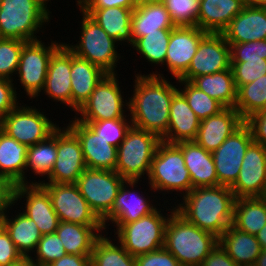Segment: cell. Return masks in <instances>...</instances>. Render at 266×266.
I'll use <instances>...</instances> for the list:
<instances>
[{
  "mask_svg": "<svg viewBox=\"0 0 266 266\" xmlns=\"http://www.w3.org/2000/svg\"><path fill=\"white\" fill-rule=\"evenodd\" d=\"M156 73L135 75V89L133 97L128 99V109L132 126L162 139L167 134L170 105L178 89L163 74Z\"/></svg>",
  "mask_w": 266,
  "mask_h": 266,
  "instance_id": "cell-1",
  "label": "cell"
},
{
  "mask_svg": "<svg viewBox=\"0 0 266 266\" xmlns=\"http://www.w3.org/2000/svg\"><path fill=\"white\" fill-rule=\"evenodd\" d=\"M176 211L188 222L220 237L232 225L236 197L230 187L207 186L193 188L184 195Z\"/></svg>",
  "mask_w": 266,
  "mask_h": 266,
  "instance_id": "cell-2",
  "label": "cell"
},
{
  "mask_svg": "<svg viewBox=\"0 0 266 266\" xmlns=\"http://www.w3.org/2000/svg\"><path fill=\"white\" fill-rule=\"evenodd\" d=\"M165 227L164 248L182 266H200L219 242L214 234L188 222L173 207Z\"/></svg>",
  "mask_w": 266,
  "mask_h": 266,
  "instance_id": "cell-3",
  "label": "cell"
},
{
  "mask_svg": "<svg viewBox=\"0 0 266 266\" xmlns=\"http://www.w3.org/2000/svg\"><path fill=\"white\" fill-rule=\"evenodd\" d=\"M50 13L36 0H2L0 38L39 40L35 34L44 23L50 22Z\"/></svg>",
  "mask_w": 266,
  "mask_h": 266,
  "instance_id": "cell-4",
  "label": "cell"
},
{
  "mask_svg": "<svg viewBox=\"0 0 266 266\" xmlns=\"http://www.w3.org/2000/svg\"><path fill=\"white\" fill-rule=\"evenodd\" d=\"M162 139L152 132L131 126L117 147L115 171L126 180L149 176L152 159Z\"/></svg>",
  "mask_w": 266,
  "mask_h": 266,
  "instance_id": "cell-5",
  "label": "cell"
},
{
  "mask_svg": "<svg viewBox=\"0 0 266 266\" xmlns=\"http://www.w3.org/2000/svg\"><path fill=\"white\" fill-rule=\"evenodd\" d=\"M148 180L150 190L154 192L183 191L181 194L184 196L192 190L184 156L175 143L160 142L152 159Z\"/></svg>",
  "mask_w": 266,
  "mask_h": 266,
  "instance_id": "cell-6",
  "label": "cell"
},
{
  "mask_svg": "<svg viewBox=\"0 0 266 266\" xmlns=\"http://www.w3.org/2000/svg\"><path fill=\"white\" fill-rule=\"evenodd\" d=\"M82 12L80 41L74 46L70 43L66 47L77 57L88 60L100 67L107 74H115L118 60L121 58L116 50L118 43L107 32L91 19L84 11ZM119 55V56H118Z\"/></svg>",
  "mask_w": 266,
  "mask_h": 266,
  "instance_id": "cell-7",
  "label": "cell"
},
{
  "mask_svg": "<svg viewBox=\"0 0 266 266\" xmlns=\"http://www.w3.org/2000/svg\"><path fill=\"white\" fill-rule=\"evenodd\" d=\"M155 209L152 213L127 224H115L117 240L131 256L156 251L164 246L165 227L171 216Z\"/></svg>",
  "mask_w": 266,
  "mask_h": 266,
  "instance_id": "cell-8",
  "label": "cell"
},
{
  "mask_svg": "<svg viewBox=\"0 0 266 266\" xmlns=\"http://www.w3.org/2000/svg\"><path fill=\"white\" fill-rule=\"evenodd\" d=\"M125 181L116 171L86 168L75 184L92 211L102 221L112 210Z\"/></svg>",
  "mask_w": 266,
  "mask_h": 266,
  "instance_id": "cell-9",
  "label": "cell"
},
{
  "mask_svg": "<svg viewBox=\"0 0 266 266\" xmlns=\"http://www.w3.org/2000/svg\"><path fill=\"white\" fill-rule=\"evenodd\" d=\"M32 106L17 105L0 120V129L27 147L50 136L59 126Z\"/></svg>",
  "mask_w": 266,
  "mask_h": 266,
  "instance_id": "cell-10",
  "label": "cell"
},
{
  "mask_svg": "<svg viewBox=\"0 0 266 266\" xmlns=\"http://www.w3.org/2000/svg\"><path fill=\"white\" fill-rule=\"evenodd\" d=\"M117 72L106 74L97 84L91 96L76 112L78 121H103L108 119L126 118L123 108H129V102L121 95ZM127 106V107H124Z\"/></svg>",
  "mask_w": 266,
  "mask_h": 266,
  "instance_id": "cell-11",
  "label": "cell"
},
{
  "mask_svg": "<svg viewBox=\"0 0 266 266\" xmlns=\"http://www.w3.org/2000/svg\"><path fill=\"white\" fill-rule=\"evenodd\" d=\"M63 44L51 41V45L45 46L40 39L27 42L21 51L16 74L26 95L31 99L38 97L42 91L48 70L49 60L52 54Z\"/></svg>",
  "mask_w": 266,
  "mask_h": 266,
  "instance_id": "cell-12",
  "label": "cell"
},
{
  "mask_svg": "<svg viewBox=\"0 0 266 266\" xmlns=\"http://www.w3.org/2000/svg\"><path fill=\"white\" fill-rule=\"evenodd\" d=\"M50 196L59 221L86 226H104L76 184L40 183Z\"/></svg>",
  "mask_w": 266,
  "mask_h": 266,
  "instance_id": "cell-13",
  "label": "cell"
},
{
  "mask_svg": "<svg viewBox=\"0 0 266 266\" xmlns=\"http://www.w3.org/2000/svg\"><path fill=\"white\" fill-rule=\"evenodd\" d=\"M231 68L230 45L221 33H208L199 43L188 70L177 80L191 82Z\"/></svg>",
  "mask_w": 266,
  "mask_h": 266,
  "instance_id": "cell-14",
  "label": "cell"
},
{
  "mask_svg": "<svg viewBox=\"0 0 266 266\" xmlns=\"http://www.w3.org/2000/svg\"><path fill=\"white\" fill-rule=\"evenodd\" d=\"M57 128V157L50 175L39 183L75 184L86 164L78 138L66 127Z\"/></svg>",
  "mask_w": 266,
  "mask_h": 266,
  "instance_id": "cell-15",
  "label": "cell"
},
{
  "mask_svg": "<svg viewBox=\"0 0 266 266\" xmlns=\"http://www.w3.org/2000/svg\"><path fill=\"white\" fill-rule=\"evenodd\" d=\"M252 142L251 130L244 123L212 152L218 176V186L231 187L235 183L243 157Z\"/></svg>",
  "mask_w": 266,
  "mask_h": 266,
  "instance_id": "cell-16",
  "label": "cell"
},
{
  "mask_svg": "<svg viewBox=\"0 0 266 266\" xmlns=\"http://www.w3.org/2000/svg\"><path fill=\"white\" fill-rule=\"evenodd\" d=\"M266 185V147L252 142L243 157L239 175L230 187L237 198L262 197Z\"/></svg>",
  "mask_w": 266,
  "mask_h": 266,
  "instance_id": "cell-17",
  "label": "cell"
},
{
  "mask_svg": "<svg viewBox=\"0 0 266 266\" xmlns=\"http://www.w3.org/2000/svg\"><path fill=\"white\" fill-rule=\"evenodd\" d=\"M208 34L198 26H175L171 30L165 65L179 79L190 66L200 41Z\"/></svg>",
  "mask_w": 266,
  "mask_h": 266,
  "instance_id": "cell-18",
  "label": "cell"
},
{
  "mask_svg": "<svg viewBox=\"0 0 266 266\" xmlns=\"http://www.w3.org/2000/svg\"><path fill=\"white\" fill-rule=\"evenodd\" d=\"M24 196L26 206L23 213L36 223L42 235L55 233L60 221L52 207L48 191L40 183L33 181L16 185L15 203Z\"/></svg>",
  "mask_w": 266,
  "mask_h": 266,
  "instance_id": "cell-19",
  "label": "cell"
},
{
  "mask_svg": "<svg viewBox=\"0 0 266 266\" xmlns=\"http://www.w3.org/2000/svg\"><path fill=\"white\" fill-rule=\"evenodd\" d=\"M66 127L78 138L87 168L115 171L117 147L98 136L86 123L76 119Z\"/></svg>",
  "mask_w": 266,
  "mask_h": 266,
  "instance_id": "cell-20",
  "label": "cell"
},
{
  "mask_svg": "<svg viewBox=\"0 0 266 266\" xmlns=\"http://www.w3.org/2000/svg\"><path fill=\"white\" fill-rule=\"evenodd\" d=\"M244 123L235 108H224L218 114L200 121L194 141L206 151L213 152Z\"/></svg>",
  "mask_w": 266,
  "mask_h": 266,
  "instance_id": "cell-21",
  "label": "cell"
},
{
  "mask_svg": "<svg viewBox=\"0 0 266 266\" xmlns=\"http://www.w3.org/2000/svg\"><path fill=\"white\" fill-rule=\"evenodd\" d=\"M138 182L139 180H126L123 183L116 196L112 210L102 220L105 231L107 222L111 221L114 224H127L137 221L142 216L148 215L156 209V206L151 204L148 198L143 197L142 194L137 195L135 190L133 191L131 189L130 191V189L126 188L133 187L134 189Z\"/></svg>",
  "mask_w": 266,
  "mask_h": 266,
  "instance_id": "cell-22",
  "label": "cell"
},
{
  "mask_svg": "<svg viewBox=\"0 0 266 266\" xmlns=\"http://www.w3.org/2000/svg\"><path fill=\"white\" fill-rule=\"evenodd\" d=\"M71 51L63 43L51 56L44 93L54 101L71 107Z\"/></svg>",
  "mask_w": 266,
  "mask_h": 266,
  "instance_id": "cell-23",
  "label": "cell"
},
{
  "mask_svg": "<svg viewBox=\"0 0 266 266\" xmlns=\"http://www.w3.org/2000/svg\"><path fill=\"white\" fill-rule=\"evenodd\" d=\"M228 43L266 39V8L246 4L221 33Z\"/></svg>",
  "mask_w": 266,
  "mask_h": 266,
  "instance_id": "cell-24",
  "label": "cell"
},
{
  "mask_svg": "<svg viewBox=\"0 0 266 266\" xmlns=\"http://www.w3.org/2000/svg\"><path fill=\"white\" fill-rule=\"evenodd\" d=\"M182 151L185 166L189 171L192 189L218 186V176L212 152L206 151L195 141L175 143Z\"/></svg>",
  "mask_w": 266,
  "mask_h": 266,
  "instance_id": "cell-25",
  "label": "cell"
},
{
  "mask_svg": "<svg viewBox=\"0 0 266 266\" xmlns=\"http://www.w3.org/2000/svg\"><path fill=\"white\" fill-rule=\"evenodd\" d=\"M107 73L71 52V110L77 112Z\"/></svg>",
  "mask_w": 266,
  "mask_h": 266,
  "instance_id": "cell-26",
  "label": "cell"
},
{
  "mask_svg": "<svg viewBox=\"0 0 266 266\" xmlns=\"http://www.w3.org/2000/svg\"><path fill=\"white\" fill-rule=\"evenodd\" d=\"M200 121L185 97L178 91L170 105L167 134L162 141L168 143L194 141L198 134Z\"/></svg>",
  "mask_w": 266,
  "mask_h": 266,
  "instance_id": "cell-27",
  "label": "cell"
},
{
  "mask_svg": "<svg viewBox=\"0 0 266 266\" xmlns=\"http://www.w3.org/2000/svg\"><path fill=\"white\" fill-rule=\"evenodd\" d=\"M246 5V0H200L197 26L208 33H222Z\"/></svg>",
  "mask_w": 266,
  "mask_h": 266,
  "instance_id": "cell-28",
  "label": "cell"
},
{
  "mask_svg": "<svg viewBox=\"0 0 266 266\" xmlns=\"http://www.w3.org/2000/svg\"><path fill=\"white\" fill-rule=\"evenodd\" d=\"M117 42L133 44L131 18L134 8H80Z\"/></svg>",
  "mask_w": 266,
  "mask_h": 266,
  "instance_id": "cell-29",
  "label": "cell"
},
{
  "mask_svg": "<svg viewBox=\"0 0 266 266\" xmlns=\"http://www.w3.org/2000/svg\"><path fill=\"white\" fill-rule=\"evenodd\" d=\"M219 243L239 266L254 265L262 250L255 235L242 232L232 225L219 237Z\"/></svg>",
  "mask_w": 266,
  "mask_h": 266,
  "instance_id": "cell-30",
  "label": "cell"
},
{
  "mask_svg": "<svg viewBox=\"0 0 266 266\" xmlns=\"http://www.w3.org/2000/svg\"><path fill=\"white\" fill-rule=\"evenodd\" d=\"M27 148L0 129V175L9 178L15 185L30 183L26 181L24 171Z\"/></svg>",
  "mask_w": 266,
  "mask_h": 266,
  "instance_id": "cell-31",
  "label": "cell"
},
{
  "mask_svg": "<svg viewBox=\"0 0 266 266\" xmlns=\"http://www.w3.org/2000/svg\"><path fill=\"white\" fill-rule=\"evenodd\" d=\"M103 229L104 226H86L60 221L55 233L61 239L66 254L91 255L95 241L102 235L98 232Z\"/></svg>",
  "mask_w": 266,
  "mask_h": 266,
  "instance_id": "cell-32",
  "label": "cell"
},
{
  "mask_svg": "<svg viewBox=\"0 0 266 266\" xmlns=\"http://www.w3.org/2000/svg\"><path fill=\"white\" fill-rule=\"evenodd\" d=\"M169 12L164 3H148L138 5L133 9L131 29L133 42L147 33L157 32L159 29H173Z\"/></svg>",
  "mask_w": 266,
  "mask_h": 266,
  "instance_id": "cell-33",
  "label": "cell"
},
{
  "mask_svg": "<svg viewBox=\"0 0 266 266\" xmlns=\"http://www.w3.org/2000/svg\"><path fill=\"white\" fill-rule=\"evenodd\" d=\"M8 219L5 214L0 219V224L8 232L10 239L23 257H30L31 251L35 252L36 246L42 237L36 223L23 212ZM30 253V254H29Z\"/></svg>",
  "mask_w": 266,
  "mask_h": 266,
  "instance_id": "cell-34",
  "label": "cell"
},
{
  "mask_svg": "<svg viewBox=\"0 0 266 266\" xmlns=\"http://www.w3.org/2000/svg\"><path fill=\"white\" fill-rule=\"evenodd\" d=\"M266 224V199L263 197L237 198L232 226L256 235Z\"/></svg>",
  "mask_w": 266,
  "mask_h": 266,
  "instance_id": "cell-35",
  "label": "cell"
},
{
  "mask_svg": "<svg viewBox=\"0 0 266 266\" xmlns=\"http://www.w3.org/2000/svg\"><path fill=\"white\" fill-rule=\"evenodd\" d=\"M191 83L199 90L216 99L225 108L235 107L237 88L231 68L211 75L198 76Z\"/></svg>",
  "mask_w": 266,
  "mask_h": 266,
  "instance_id": "cell-36",
  "label": "cell"
},
{
  "mask_svg": "<svg viewBox=\"0 0 266 266\" xmlns=\"http://www.w3.org/2000/svg\"><path fill=\"white\" fill-rule=\"evenodd\" d=\"M234 108L244 121L253 114L266 109V75L237 89Z\"/></svg>",
  "mask_w": 266,
  "mask_h": 266,
  "instance_id": "cell-37",
  "label": "cell"
},
{
  "mask_svg": "<svg viewBox=\"0 0 266 266\" xmlns=\"http://www.w3.org/2000/svg\"><path fill=\"white\" fill-rule=\"evenodd\" d=\"M57 157V129L45 140L27 148L26 169L34 174L49 176Z\"/></svg>",
  "mask_w": 266,
  "mask_h": 266,
  "instance_id": "cell-38",
  "label": "cell"
},
{
  "mask_svg": "<svg viewBox=\"0 0 266 266\" xmlns=\"http://www.w3.org/2000/svg\"><path fill=\"white\" fill-rule=\"evenodd\" d=\"M90 266H136L135 257L103 234L95 241Z\"/></svg>",
  "mask_w": 266,
  "mask_h": 266,
  "instance_id": "cell-39",
  "label": "cell"
},
{
  "mask_svg": "<svg viewBox=\"0 0 266 266\" xmlns=\"http://www.w3.org/2000/svg\"><path fill=\"white\" fill-rule=\"evenodd\" d=\"M172 29H159L157 32L136 39L131 46L151 64H164Z\"/></svg>",
  "mask_w": 266,
  "mask_h": 266,
  "instance_id": "cell-40",
  "label": "cell"
},
{
  "mask_svg": "<svg viewBox=\"0 0 266 266\" xmlns=\"http://www.w3.org/2000/svg\"><path fill=\"white\" fill-rule=\"evenodd\" d=\"M177 81L181 85L184 84L183 90L178 88V91L185 97L188 105L200 120L216 115L225 108L220 102L199 90L191 82Z\"/></svg>",
  "mask_w": 266,
  "mask_h": 266,
  "instance_id": "cell-41",
  "label": "cell"
},
{
  "mask_svg": "<svg viewBox=\"0 0 266 266\" xmlns=\"http://www.w3.org/2000/svg\"><path fill=\"white\" fill-rule=\"evenodd\" d=\"M129 119H108L103 121H81L86 123L98 136L109 144L118 147L125 139L126 133L132 126ZM130 122V123H129Z\"/></svg>",
  "mask_w": 266,
  "mask_h": 266,
  "instance_id": "cell-42",
  "label": "cell"
},
{
  "mask_svg": "<svg viewBox=\"0 0 266 266\" xmlns=\"http://www.w3.org/2000/svg\"><path fill=\"white\" fill-rule=\"evenodd\" d=\"M26 41L19 39L0 38V78L13 80L16 74L21 51Z\"/></svg>",
  "mask_w": 266,
  "mask_h": 266,
  "instance_id": "cell-43",
  "label": "cell"
},
{
  "mask_svg": "<svg viewBox=\"0 0 266 266\" xmlns=\"http://www.w3.org/2000/svg\"><path fill=\"white\" fill-rule=\"evenodd\" d=\"M175 26H197L200 0H164Z\"/></svg>",
  "mask_w": 266,
  "mask_h": 266,
  "instance_id": "cell-44",
  "label": "cell"
},
{
  "mask_svg": "<svg viewBox=\"0 0 266 266\" xmlns=\"http://www.w3.org/2000/svg\"><path fill=\"white\" fill-rule=\"evenodd\" d=\"M35 251L36 259L31 256L30 259L36 266H47L66 254L63 243L56 233L42 235Z\"/></svg>",
  "mask_w": 266,
  "mask_h": 266,
  "instance_id": "cell-45",
  "label": "cell"
},
{
  "mask_svg": "<svg viewBox=\"0 0 266 266\" xmlns=\"http://www.w3.org/2000/svg\"><path fill=\"white\" fill-rule=\"evenodd\" d=\"M235 86L249 84L263 75H266V60L254 59L244 60V62H231Z\"/></svg>",
  "mask_w": 266,
  "mask_h": 266,
  "instance_id": "cell-46",
  "label": "cell"
},
{
  "mask_svg": "<svg viewBox=\"0 0 266 266\" xmlns=\"http://www.w3.org/2000/svg\"><path fill=\"white\" fill-rule=\"evenodd\" d=\"M230 45L231 62H244V60L265 59L266 39L245 43H228Z\"/></svg>",
  "mask_w": 266,
  "mask_h": 266,
  "instance_id": "cell-47",
  "label": "cell"
},
{
  "mask_svg": "<svg viewBox=\"0 0 266 266\" xmlns=\"http://www.w3.org/2000/svg\"><path fill=\"white\" fill-rule=\"evenodd\" d=\"M136 266H182L164 247L135 257Z\"/></svg>",
  "mask_w": 266,
  "mask_h": 266,
  "instance_id": "cell-48",
  "label": "cell"
},
{
  "mask_svg": "<svg viewBox=\"0 0 266 266\" xmlns=\"http://www.w3.org/2000/svg\"><path fill=\"white\" fill-rule=\"evenodd\" d=\"M23 258L10 239L8 232L0 224V266H10Z\"/></svg>",
  "mask_w": 266,
  "mask_h": 266,
  "instance_id": "cell-49",
  "label": "cell"
},
{
  "mask_svg": "<svg viewBox=\"0 0 266 266\" xmlns=\"http://www.w3.org/2000/svg\"><path fill=\"white\" fill-rule=\"evenodd\" d=\"M13 81L0 78V120L19 104Z\"/></svg>",
  "mask_w": 266,
  "mask_h": 266,
  "instance_id": "cell-50",
  "label": "cell"
},
{
  "mask_svg": "<svg viewBox=\"0 0 266 266\" xmlns=\"http://www.w3.org/2000/svg\"><path fill=\"white\" fill-rule=\"evenodd\" d=\"M245 124L251 130L253 141L266 147V109L250 116Z\"/></svg>",
  "mask_w": 266,
  "mask_h": 266,
  "instance_id": "cell-51",
  "label": "cell"
},
{
  "mask_svg": "<svg viewBox=\"0 0 266 266\" xmlns=\"http://www.w3.org/2000/svg\"><path fill=\"white\" fill-rule=\"evenodd\" d=\"M15 188L16 185L9 178L0 175V219L12 204L15 205Z\"/></svg>",
  "mask_w": 266,
  "mask_h": 266,
  "instance_id": "cell-52",
  "label": "cell"
},
{
  "mask_svg": "<svg viewBox=\"0 0 266 266\" xmlns=\"http://www.w3.org/2000/svg\"><path fill=\"white\" fill-rule=\"evenodd\" d=\"M200 266H239L218 242Z\"/></svg>",
  "mask_w": 266,
  "mask_h": 266,
  "instance_id": "cell-53",
  "label": "cell"
},
{
  "mask_svg": "<svg viewBox=\"0 0 266 266\" xmlns=\"http://www.w3.org/2000/svg\"><path fill=\"white\" fill-rule=\"evenodd\" d=\"M77 5L78 8H135L137 6L132 0H77Z\"/></svg>",
  "mask_w": 266,
  "mask_h": 266,
  "instance_id": "cell-54",
  "label": "cell"
},
{
  "mask_svg": "<svg viewBox=\"0 0 266 266\" xmlns=\"http://www.w3.org/2000/svg\"><path fill=\"white\" fill-rule=\"evenodd\" d=\"M91 255L65 254L47 266H90Z\"/></svg>",
  "mask_w": 266,
  "mask_h": 266,
  "instance_id": "cell-55",
  "label": "cell"
},
{
  "mask_svg": "<svg viewBox=\"0 0 266 266\" xmlns=\"http://www.w3.org/2000/svg\"><path fill=\"white\" fill-rule=\"evenodd\" d=\"M255 236L260 243L261 249L266 250V224Z\"/></svg>",
  "mask_w": 266,
  "mask_h": 266,
  "instance_id": "cell-56",
  "label": "cell"
},
{
  "mask_svg": "<svg viewBox=\"0 0 266 266\" xmlns=\"http://www.w3.org/2000/svg\"><path fill=\"white\" fill-rule=\"evenodd\" d=\"M10 266H36V264L30 259V257H23L20 261Z\"/></svg>",
  "mask_w": 266,
  "mask_h": 266,
  "instance_id": "cell-57",
  "label": "cell"
},
{
  "mask_svg": "<svg viewBox=\"0 0 266 266\" xmlns=\"http://www.w3.org/2000/svg\"><path fill=\"white\" fill-rule=\"evenodd\" d=\"M255 266H266V250H261L255 264Z\"/></svg>",
  "mask_w": 266,
  "mask_h": 266,
  "instance_id": "cell-58",
  "label": "cell"
},
{
  "mask_svg": "<svg viewBox=\"0 0 266 266\" xmlns=\"http://www.w3.org/2000/svg\"><path fill=\"white\" fill-rule=\"evenodd\" d=\"M246 4L266 8V0H246Z\"/></svg>",
  "mask_w": 266,
  "mask_h": 266,
  "instance_id": "cell-59",
  "label": "cell"
},
{
  "mask_svg": "<svg viewBox=\"0 0 266 266\" xmlns=\"http://www.w3.org/2000/svg\"><path fill=\"white\" fill-rule=\"evenodd\" d=\"M137 6L148 3H162L164 0H132Z\"/></svg>",
  "mask_w": 266,
  "mask_h": 266,
  "instance_id": "cell-60",
  "label": "cell"
},
{
  "mask_svg": "<svg viewBox=\"0 0 266 266\" xmlns=\"http://www.w3.org/2000/svg\"><path fill=\"white\" fill-rule=\"evenodd\" d=\"M39 4H41L47 11V3L46 2H49L50 0H36Z\"/></svg>",
  "mask_w": 266,
  "mask_h": 266,
  "instance_id": "cell-61",
  "label": "cell"
},
{
  "mask_svg": "<svg viewBox=\"0 0 266 266\" xmlns=\"http://www.w3.org/2000/svg\"><path fill=\"white\" fill-rule=\"evenodd\" d=\"M262 197L266 199V185H265V189H264V192H263V196Z\"/></svg>",
  "mask_w": 266,
  "mask_h": 266,
  "instance_id": "cell-62",
  "label": "cell"
}]
</instances>
